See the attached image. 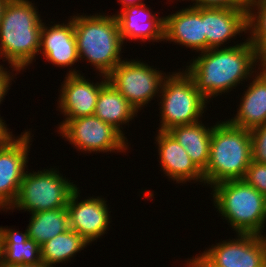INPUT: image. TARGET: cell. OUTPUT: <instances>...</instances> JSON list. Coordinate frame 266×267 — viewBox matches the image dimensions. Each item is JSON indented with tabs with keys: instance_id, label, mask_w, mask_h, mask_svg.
<instances>
[{
	"instance_id": "603a6c76",
	"label": "cell",
	"mask_w": 266,
	"mask_h": 267,
	"mask_svg": "<svg viewBox=\"0 0 266 267\" xmlns=\"http://www.w3.org/2000/svg\"><path fill=\"white\" fill-rule=\"evenodd\" d=\"M27 232L40 247L48 240L70 229L67 207L32 213Z\"/></svg>"
},
{
	"instance_id": "2e32d148",
	"label": "cell",
	"mask_w": 266,
	"mask_h": 267,
	"mask_svg": "<svg viewBox=\"0 0 266 267\" xmlns=\"http://www.w3.org/2000/svg\"><path fill=\"white\" fill-rule=\"evenodd\" d=\"M45 24L42 23L38 54L57 67H72L79 61L73 19L70 17L68 23H54L50 27Z\"/></svg>"
},
{
	"instance_id": "6da1fadb",
	"label": "cell",
	"mask_w": 266,
	"mask_h": 267,
	"mask_svg": "<svg viewBox=\"0 0 266 267\" xmlns=\"http://www.w3.org/2000/svg\"><path fill=\"white\" fill-rule=\"evenodd\" d=\"M200 53L185 70L207 100L227 93L242 81L253 78L257 72V62L259 67L261 62L260 54L248 39L234 46L212 48Z\"/></svg>"
},
{
	"instance_id": "9a60e30c",
	"label": "cell",
	"mask_w": 266,
	"mask_h": 267,
	"mask_svg": "<svg viewBox=\"0 0 266 267\" xmlns=\"http://www.w3.org/2000/svg\"><path fill=\"white\" fill-rule=\"evenodd\" d=\"M157 131L155 143L158 145L159 163L168 179L171 178L176 183L192 180L204 183L203 172L194 164L178 141L168 131Z\"/></svg>"
},
{
	"instance_id": "8fae6325",
	"label": "cell",
	"mask_w": 266,
	"mask_h": 267,
	"mask_svg": "<svg viewBox=\"0 0 266 267\" xmlns=\"http://www.w3.org/2000/svg\"><path fill=\"white\" fill-rule=\"evenodd\" d=\"M31 132H21L7 146L0 148V209L10 210L17 199L22 179L26 173ZM26 168V169H25Z\"/></svg>"
},
{
	"instance_id": "cb8c5ba5",
	"label": "cell",
	"mask_w": 266,
	"mask_h": 267,
	"mask_svg": "<svg viewBox=\"0 0 266 267\" xmlns=\"http://www.w3.org/2000/svg\"><path fill=\"white\" fill-rule=\"evenodd\" d=\"M88 245L80 234L69 229L41 246L42 263L52 267L58 263H66Z\"/></svg>"
},
{
	"instance_id": "d6986e66",
	"label": "cell",
	"mask_w": 266,
	"mask_h": 267,
	"mask_svg": "<svg viewBox=\"0 0 266 267\" xmlns=\"http://www.w3.org/2000/svg\"><path fill=\"white\" fill-rule=\"evenodd\" d=\"M248 89L244 91L237 114L227 120L232 125L252 130L266 124V72L259 67Z\"/></svg>"
},
{
	"instance_id": "484cf974",
	"label": "cell",
	"mask_w": 266,
	"mask_h": 267,
	"mask_svg": "<svg viewBox=\"0 0 266 267\" xmlns=\"http://www.w3.org/2000/svg\"><path fill=\"white\" fill-rule=\"evenodd\" d=\"M243 180L266 197V164L251 161Z\"/></svg>"
},
{
	"instance_id": "5bb4252c",
	"label": "cell",
	"mask_w": 266,
	"mask_h": 267,
	"mask_svg": "<svg viewBox=\"0 0 266 267\" xmlns=\"http://www.w3.org/2000/svg\"><path fill=\"white\" fill-rule=\"evenodd\" d=\"M164 40L196 50L206 51V34L203 28V7L182 8L165 16Z\"/></svg>"
},
{
	"instance_id": "ba28073f",
	"label": "cell",
	"mask_w": 266,
	"mask_h": 267,
	"mask_svg": "<svg viewBox=\"0 0 266 267\" xmlns=\"http://www.w3.org/2000/svg\"><path fill=\"white\" fill-rule=\"evenodd\" d=\"M152 67L143 61L123 59L106 76L109 84L118 90L137 112L150 103L153 97L160 95L166 74Z\"/></svg>"
},
{
	"instance_id": "8992f818",
	"label": "cell",
	"mask_w": 266,
	"mask_h": 267,
	"mask_svg": "<svg viewBox=\"0 0 266 267\" xmlns=\"http://www.w3.org/2000/svg\"><path fill=\"white\" fill-rule=\"evenodd\" d=\"M159 97V131L200 121L209 101L197 90L192 76L184 69L165 75Z\"/></svg>"
},
{
	"instance_id": "f1b7e54d",
	"label": "cell",
	"mask_w": 266,
	"mask_h": 267,
	"mask_svg": "<svg viewBox=\"0 0 266 267\" xmlns=\"http://www.w3.org/2000/svg\"><path fill=\"white\" fill-rule=\"evenodd\" d=\"M6 70L7 69L0 64V104L4 99V96L8 93V90L10 89L9 87L12 84L11 80L14 78L10 70Z\"/></svg>"
},
{
	"instance_id": "e0dca14e",
	"label": "cell",
	"mask_w": 266,
	"mask_h": 267,
	"mask_svg": "<svg viewBox=\"0 0 266 267\" xmlns=\"http://www.w3.org/2000/svg\"><path fill=\"white\" fill-rule=\"evenodd\" d=\"M146 4L127 6L115 14L119 25L121 39L164 41L165 17H157L150 12ZM143 18V19H142Z\"/></svg>"
},
{
	"instance_id": "1f68e13d",
	"label": "cell",
	"mask_w": 266,
	"mask_h": 267,
	"mask_svg": "<svg viewBox=\"0 0 266 267\" xmlns=\"http://www.w3.org/2000/svg\"><path fill=\"white\" fill-rule=\"evenodd\" d=\"M122 4V9L127 6L145 4L143 0H118Z\"/></svg>"
},
{
	"instance_id": "9c48e42d",
	"label": "cell",
	"mask_w": 266,
	"mask_h": 267,
	"mask_svg": "<svg viewBox=\"0 0 266 267\" xmlns=\"http://www.w3.org/2000/svg\"><path fill=\"white\" fill-rule=\"evenodd\" d=\"M58 132L81 152L118 153L129 147L125 136L96 115L70 119Z\"/></svg>"
},
{
	"instance_id": "ac0fdd59",
	"label": "cell",
	"mask_w": 266,
	"mask_h": 267,
	"mask_svg": "<svg viewBox=\"0 0 266 267\" xmlns=\"http://www.w3.org/2000/svg\"><path fill=\"white\" fill-rule=\"evenodd\" d=\"M206 50L221 48L240 33L247 32V14L230 8H203Z\"/></svg>"
},
{
	"instance_id": "5b68a950",
	"label": "cell",
	"mask_w": 266,
	"mask_h": 267,
	"mask_svg": "<svg viewBox=\"0 0 266 267\" xmlns=\"http://www.w3.org/2000/svg\"><path fill=\"white\" fill-rule=\"evenodd\" d=\"M213 202L221 217L240 234L263 235L266 197L244 180H229L211 187Z\"/></svg>"
},
{
	"instance_id": "7402d4cb",
	"label": "cell",
	"mask_w": 266,
	"mask_h": 267,
	"mask_svg": "<svg viewBox=\"0 0 266 267\" xmlns=\"http://www.w3.org/2000/svg\"><path fill=\"white\" fill-rule=\"evenodd\" d=\"M2 263L1 265L42 263L41 247L24 233L11 228L1 227Z\"/></svg>"
},
{
	"instance_id": "4fadbf2b",
	"label": "cell",
	"mask_w": 266,
	"mask_h": 267,
	"mask_svg": "<svg viewBox=\"0 0 266 267\" xmlns=\"http://www.w3.org/2000/svg\"><path fill=\"white\" fill-rule=\"evenodd\" d=\"M77 187L69 197L67 209L70 229L80 234L89 244L102 237L108 230L110 212L104 198L91 197L78 201Z\"/></svg>"
},
{
	"instance_id": "277c9868",
	"label": "cell",
	"mask_w": 266,
	"mask_h": 267,
	"mask_svg": "<svg viewBox=\"0 0 266 267\" xmlns=\"http://www.w3.org/2000/svg\"><path fill=\"white\" fill-rule=\"evenodd\" d=\"M73 26L79 60L86 59L107 76L123 60V41L115 15H74Z\"/></svg>"
},
{
	"instance_id": "f546056e",
	"label": "cell",
	"mask_w": 266,
	"mask_h": 267,
	"mask_svg": "<svg viewBox=\"0 0 266 267\" xmlns=\"http://www.w3.org/2000/svg\"><path fill=\"white\" fill-rule=\"evenodd\" d=\"M0 117V148L7 146L16 137L13 136L5 121ZM9 130V131H8Z\"/></svg>"
},
{
	"instance_id": "3957f363",
	"label": "cell",
	"mask_w": 266,
	"mask_h": 267,
	"mask_svg": "<svg viewBox=\"0 0 266 267\" xmlns=\"http://www.w3.org/2000/svg\"><path fill=\"white\" fill-rule=\"evenodd\" d=\"M216 123L211 134L209 161L203 172L204 184H210L209 187L224 181L243 180L252 161L250 130L227 120Z\"/></svg>"
},
{
	"instance_id": "7a4b0ae2",
	"label": "cell",
	"mask_w": 266,
	"mask_h": 267,
	"mask_svg": "<svg viewBox=\"0 0 266 267\" xmlns=\"http://www.w3.org/2000/svg\"><path fill=\"white\" fill-rule=\"evenodd\" d=\"M37 10L32 1H6L0 19V58L8 61L12 72L26 69L38 56L43 22Z\"/></svg>"
},
{
	"instance_id": "52a82bcc",
	"label": "cell",
	"mask_w": 266,
	"mask_h": 267,
	"mask_svg": "<svg viewBox=\"0 0 266 267\" xmlns=\"http://www.w3.org/2000/svg\"><path fill=\"white\" fill-rule=\"evenodd\" d=\"M26 171L17 199L10 209L25 210L30 214L67 207L76 184L63 178L54 168L43 171Z\"/></svg>"
},
{
	"instance_id": "836d02e7",
	"label": "cell",
	"mask_w": 266,
	"mask_h": 267,
	"mask_svg": "<svg viewBox=\"0 0 266 267\" xmlns=\"http://www.w3.org/2000/svg\"><path fill=\"white\" fill-rule=\"evenodd\" d=\"M260 66L266 72V50L260 55Z\"/></svg>"
},
{
	"instance_id": "4dcf8cb0",
	"label": "cell",
	"mask_w": 266,
	"mask_h": 267,
	"mask_svg": "<svg viewBox=\"0 0 266 267\" xmlns=\"http://www.w3.org/2000/svg\"><path fill=\"white\" fill-rule=\"evenodd\" d=\"M187 267H215L202 254H198L195 258L189 259L185 263Z\"/></svg>"
},
{
	"instance_id": "ffe728a7",
	"label": "cell",
	"mask_w": 266,
	"mask_h": 267,
	"mask_svg": "<svg viewBox=\"0 0 266 267\" xmlns=\"http://www.w3.org/2000/svg\"><path fill=\"white\" fill-rule=\"evenodd\" d=\"M200 122L175 126L168 132L185 149L194 164L204 172L209 161L210 141L214 125L207 127Z\"/></svg>"
},
{
	"instance_id": "30bf717a",
	"label": "cell",
	"mask_w": 266,
	"mask_h": 267,
	"mask_svg": "<svg viewBox=\"0 0 266 267\" xmlns=\"http://www.w3.org/2000/svg\"><path fill=\"white\" fill-rule=\"evenodd\" d=\"M201 254L215 267H266V235L237 233Z\"/></svg>"
},
{
	"instance_id": "d4e9b609",
	"label": "cell",
	"mask_w": 266,
	"mask_h": 267,
	"mask_svg": "<svg viewBox=\"0 0 266 267\" xmlns=\"http://www.w3.org/2000/svg\"><path fill=\"white\" fill-rule=\"evenodd\" d=\"M247 31L250 32L247 39L261 55L266 50V0L252 1L247 13Z\"/></svg>"
},
{
	"instance_id": "e575fe53",
	"label": "cell",
	"mask_w": 266,
	"mask_h": 267,
	"mask_svg": "<svg viewBox=\"0 0 266 267\" xmlns=\"http://www.w3.org/2000/svg\"><path fill=\"white\" fill-rule=\"evenodd\" d=\"M2 263V232H1V228H0V266Z\"/></svg>"
},
{
	"instance_id": "7c38bea8",
	"label": "cell",
	"mask_w": 266,
	"mask_h": 267,
	"mask_svg": "<svg viewBox=\"0 0 266 267\" xmlns=\"http://www.w3.org/2000/svg\"><path fill=\"white\" fill-rule=\"evenodd\" d=\"M101 76L102 81L94 84L76 69H71L67 76L65 75L58 98V108L66 118L60 122L58 129L70 119L94 115L98 94L107 82V77Z\"/></svg>"
},
{
	"instance_id": "d6a6232c",
	"label": "cell",
	"mask_w": 266,
	"mask_h": 267,
	"mask_svg": "<svg viewBox=\"0 0 266 267\" xmlns=\"http://www.w3.org/2000/svg\"><path fill=\"white\" fill-rule=\"evenodd\" d=\"M0 267H52L44 263L39 264H19V265H1Z\"/></svg>"
},
{
	"instance_id": "d590c367",
	"label": "cell",
	"mask_w": 266,
	"mask_h": 267,
	"mask_svg": "<svg viewBox=\"0 0 266 267\" xmlns=\"http://www.w3.org/2000/svg\"><path fill=\"white\" fill-rule=\"evenodd\" d=\"M7 0H0V19Z\"/></svg>"
},
{
	"instance_id": "44dd1931",
	"label": "cell",
	"mask_w": 266,
	"mask_h": 267,
	"mask_svg": "<svg viewBox=\"0 0 266 267\" xmlns=\"http://www.w3.org/2000/svg\"><path fill=\"white\" fill-rule=\"evenodd\" d=\"M137 113L136 109L108 81L101 87L94 115L103 122L113 126L124 136L122 125L132 121Z\"/></svg>"
},
{
	"instance_id": "83f0119b",
	"label": "cell",
	"mask_w": 266,
	"mask_h": 267,
	"mask_svg": "<svg viewBox=\"0 0 266 267\" xmlns=\"http://www.w3.org/2000/svg\"><path fill=\"white\" fill-rule=\"evenodd\" d=\"M191 1L194 2L191 7L230 8L239 11H244L247 14L253 0H191Z\"/></svg>"
},
{
	"instance_id": "4316f807",
	"label": "cell",
	"mask_w": 266,
	"mask_h": 267,
	"mask_svg": "<svg viewBox=\"0 0 266 267\" xmlns=\"http://www.w3.org/2000/svg\"><path fill=\"white\" fill-rule=\"evenodd\" d=\"M252 160L258 163L266 164V124L258 126L252 130Z\"/></svg>"
}]
</instances>
